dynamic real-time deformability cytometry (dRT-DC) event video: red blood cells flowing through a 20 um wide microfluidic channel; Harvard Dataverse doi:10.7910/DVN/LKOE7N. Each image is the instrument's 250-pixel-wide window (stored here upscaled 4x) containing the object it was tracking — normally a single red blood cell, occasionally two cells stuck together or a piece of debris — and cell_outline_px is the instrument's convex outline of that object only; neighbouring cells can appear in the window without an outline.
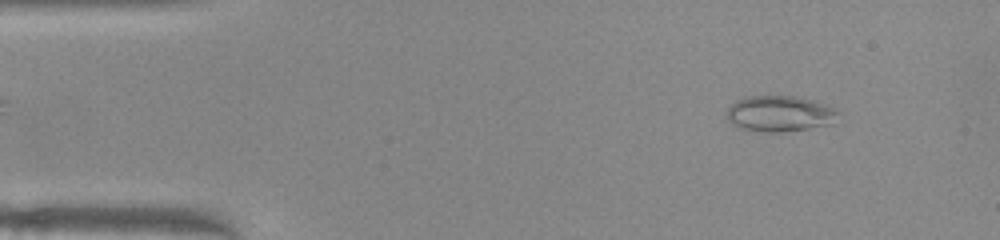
{"species": "common noctule bat (a hibernating species)", "species_latin": "Nyctalus noctula", "temperature_condition": "warm", "stored_images_in_passage": 50, "camera_frame_rate_fps": 3000, "um_per_image_px": 0.085, "animal": {"sex": "female", "body_mass_g": 22.0, "forearm_length_mm": 56.7}, "frame": {"image": 1, "passage_image": 5, "time_ms": 1.333, "image_size_px": [1000, 240], "cell_outline_px": [[840, 112], [832, 124], [808, 128], [780, 132], [768, 132], [744, 128], [732, 124], [728, 120], [724, 112], [736, 100], [748, 96], [796, 96], [812, 100], [832, 108]], "centroid_in_image_um": [66.24, 9.65], "position_along_channel_um": 18.8, "area_um2": 23.06}}
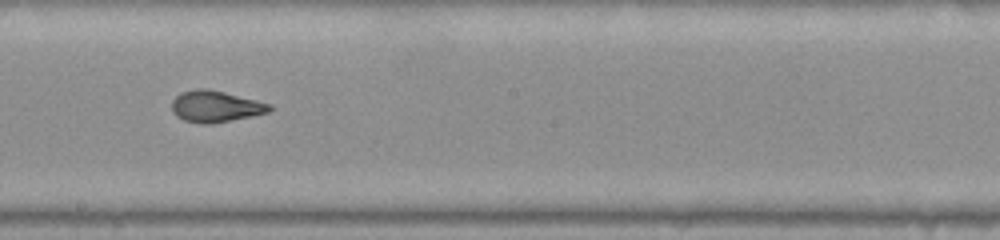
{"frame": {"image": 2, "passage_image": 27, "time_ms": 8.667, "image_size_px": [1000, 240], "cell_outline_px": [[272, 108], [268, 112], [252, 116], [212, 124], [200, 124], [184, 120], [176, 116], [172, 112], [172, 100], [180, 92], [200, 88], [208, 88], [272, 104]], "centroid_in_image_um": [18.3, 9.05], "position_along_channel_um": 229.9, "area_um2": 17.98}}
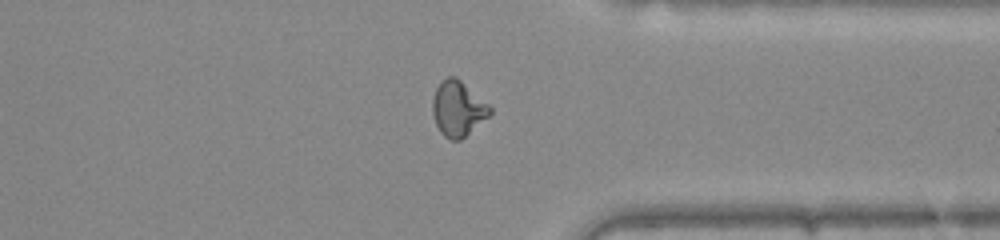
{"frame": {"image": 3, "passage_image": 38, "time_ms": 12.333, "image_size_px": [1000, 240], "cell_outline_px": [[492, 112], [488, 116], [460, 140], [452, 140], [444, 136], [440, 132], [436, 124], [432, 112], [432, 100], [436, 88], [448, 76], [456, 76], [488, 104], [492, 108]], "centroid_in_image_um": [38.91, 9.23], "position_along_channel_um": 372.5, "area_um2": 18.15}, "authors_computed_cell_mechanics": {"area_um2": 18.6405, "velocity_mm_per_s": 4.0188, "shape_relaxation_time_tau1_ms": null, "shape_relaxation_time_tau2_ms": 0.9087, "deformation_change_tau1": null, "deformation_change_tau2": 0.0851}}